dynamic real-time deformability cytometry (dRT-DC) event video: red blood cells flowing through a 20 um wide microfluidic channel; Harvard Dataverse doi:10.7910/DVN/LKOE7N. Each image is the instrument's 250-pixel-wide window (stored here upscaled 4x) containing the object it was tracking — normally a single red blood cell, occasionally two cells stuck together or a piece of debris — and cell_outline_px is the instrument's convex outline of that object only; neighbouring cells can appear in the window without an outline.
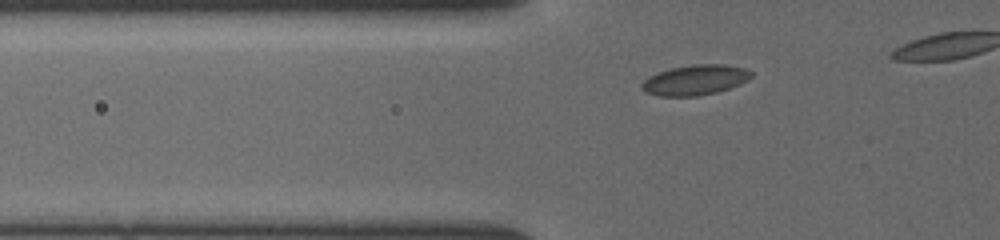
{"species": "common noctule bat (a hibernating species)", "species_latin": "Nyctalus noctula", "temperature_condition": "cold", "stored_images_in_passage": 21, "camera_frame_rate_fps": 3000, "um_per_image_px": 0.085, "animal": {"sex": "female", "body_mass_g": 19.5, "forearm_length_mm": 54.1}, "frame": {"image": 1, "passage_image": 2, "time_ms": 0.333, "image_size_px": [1000, 240], "cell_outline_px": [[752, 76], [748, 80], [740, 84], [716, 92], [696, 96], [660, 96], [648, 92], [640, 88], [640, 84], [648, 76], [672, 68], [692, 64], [724, 64], [744, 68], [752, 72]], "centroid_in_image_um": [59.09, 6.79], "position_along_channel_um": 66.7, "area_um2": 19.13}}
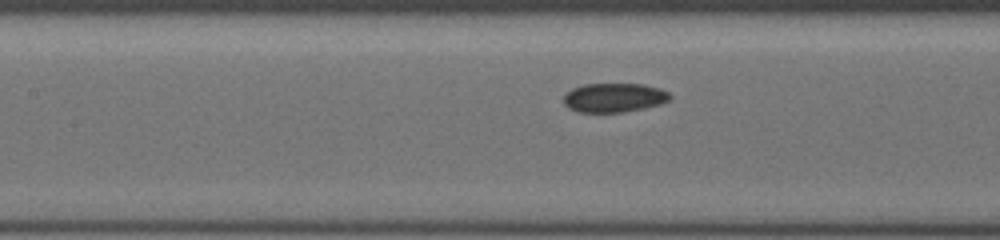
{"frame": {"image": 2, "passage_image": 13, "time_ms": 2.667, "image_size_px": [1000, 240], "cell_outline_px": [[672, 96], [668, 100], [660, 104], [620, 112], [580, 112], [568, 108], [564, 104], [564, 96], [572, 88], [584, 84], [640, 84], [660, 88], [668, 92]], "centroid_in_image_um": [52.17, 8.29], "position_along_channel_um": 155.2, "area_um2": 17.8}}
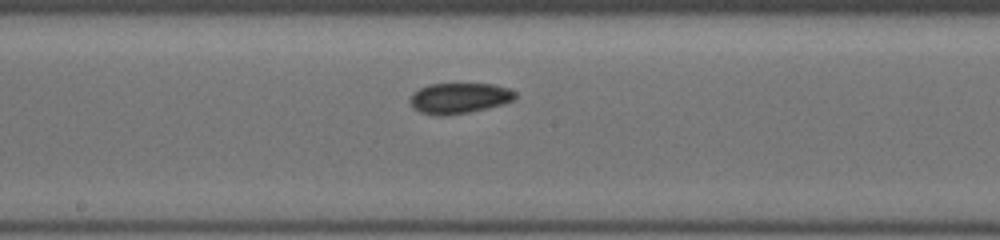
{"frame": {"image": 3, "passage_image": 17, "time_ms": 4.0, "image_size_px": [1000, 240], "cell_outline_px": [[516, 100], [504, 104], [468, 112], [440, 116], [436, 116], [420, 112], [408, 100], [412, 92], [428, 84], [492, 84], [508, 88], [516, 92]], "centroid_in_image_um": [39.04, 8.34], "position_along_channel_um": 209.2, "area_um2": 18.79}}